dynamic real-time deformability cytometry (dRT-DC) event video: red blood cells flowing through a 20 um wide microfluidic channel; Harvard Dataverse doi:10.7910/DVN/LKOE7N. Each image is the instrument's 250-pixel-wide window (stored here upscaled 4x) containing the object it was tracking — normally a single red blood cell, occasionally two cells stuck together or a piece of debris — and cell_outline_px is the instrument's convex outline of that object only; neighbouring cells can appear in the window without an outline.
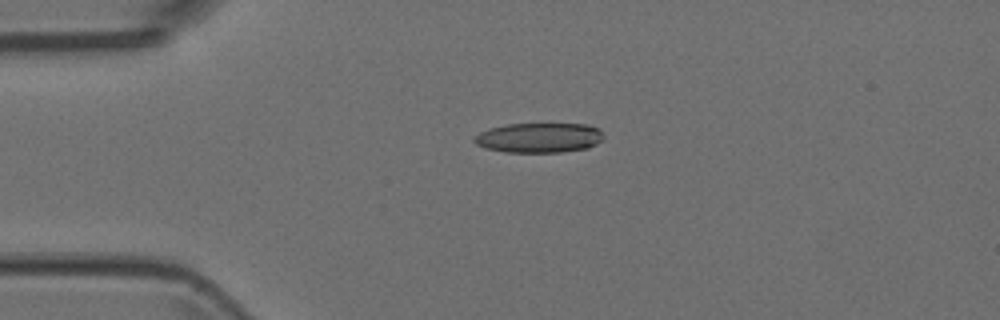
{"species": "Egyptian fruit bat (a non-hibernating species)", "species_latin": "Rousettus aegyptiacus", "temperature_condition": "room temperature", "stored_images_in_passage": 2, "camera_frame_rate_fps": 3000, "um_per_image_px": 0.085, "animal": {"sex": "female"}, "frame": {"image": 1, "passage_image": 1, "time_ms": 0.0, "image_size_px": [1000, 320], "cell_outline_px": [[604, 140], [588, 148], [560, 152], [504, 152], [484, 148], [476, 144], [472, 140], [472, 136], [488, 128], [508, 124], [588, 124], [600, 128], [604, 136]], "centroid_in_image_um": [45.82, 11.7], "position_along_channel_um": 39.2, "area_um2": 22.83}}